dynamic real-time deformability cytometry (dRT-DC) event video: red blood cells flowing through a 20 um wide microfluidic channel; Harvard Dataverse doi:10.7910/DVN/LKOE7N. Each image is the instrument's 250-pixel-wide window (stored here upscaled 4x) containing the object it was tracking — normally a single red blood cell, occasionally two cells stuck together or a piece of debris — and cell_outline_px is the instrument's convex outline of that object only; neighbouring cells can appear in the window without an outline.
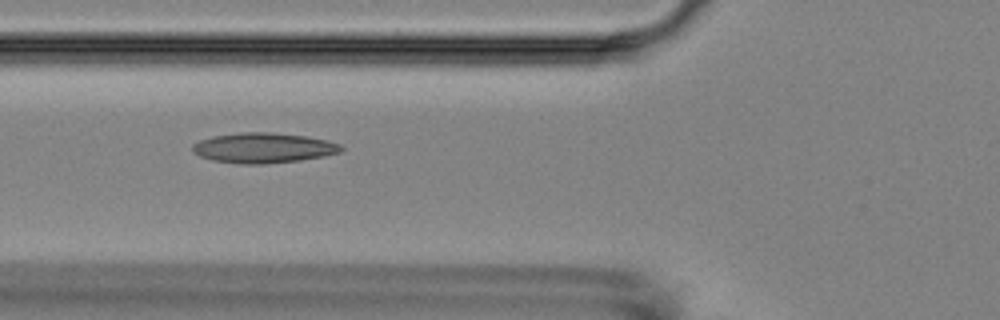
{"species": "Egyptian fruit bat (a non-hibernating species)", "species_latin": "Rousettus aegyptiacus", "temperature_condition": "room temperature", "stored_images_in_passage": 6, "camera_frame_rate_fps": 3000, "um_per_image_px": 0.085, "animal": {"sex": "female"}, "frame": {"image": 1, "passage_image": 5, "time_ms": 4.667, "image_size_px": [1000, 320], "cell_outline_px": [[344, 148], [340, 152], [324, 156], [300, 160], [264, 164], [240, 164], [212, 160], [200, 156], [192, 152], [192, 144], [200, 140], [212, 136], [240, 132], [268, 132], [304, 136], [328, 140], [340, 144]], "centroid_in_image_um": [22.37, 12.57], "position_along_channel_um": 103.4, "area_um2": 26.18}}